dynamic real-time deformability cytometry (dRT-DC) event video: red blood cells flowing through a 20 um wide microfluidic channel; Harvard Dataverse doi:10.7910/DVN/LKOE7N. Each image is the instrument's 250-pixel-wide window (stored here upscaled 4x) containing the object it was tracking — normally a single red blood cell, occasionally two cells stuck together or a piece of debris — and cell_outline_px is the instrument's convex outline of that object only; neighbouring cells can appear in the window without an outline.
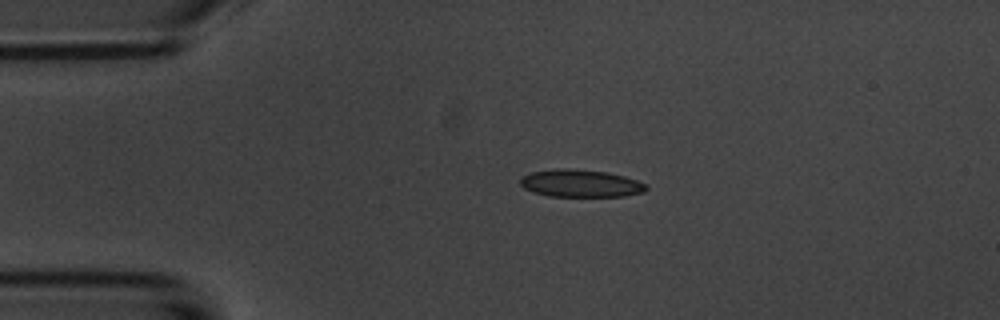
{"species": "common noctule bat (a hibernating species)", "species_latin": "Nyctalus noctula", "temperature_condition": "room temperature", "stored_images_in_passage": 5, "camera_frame_rate_fps": 3000, "um_per_image_px": 0.085, "animal": {"sex": "male", "body_mass_g": 20.1, "forearm_length_mm": 53.5}, "frame": {"image": 1, "passage_image": 4, "time_ms": 3.667, "image_size_px": [1000, 320], "cell_outline_px": [[648, 188], [644, 192], [624, 196], [548, 196], [532, 192], [524, 188], [520, 184], [520, 176], [532, 172], [560, 168], [572, 168], [608, 172], [624, 176], [636, 180], [644, 184]], "centroid_in_image_um": [49.32, 15.58], "position_along_channel_um": 35.7, "area_um2": 20.23}}